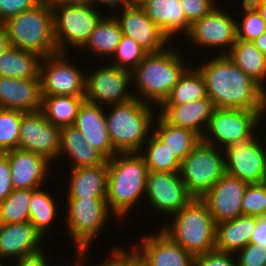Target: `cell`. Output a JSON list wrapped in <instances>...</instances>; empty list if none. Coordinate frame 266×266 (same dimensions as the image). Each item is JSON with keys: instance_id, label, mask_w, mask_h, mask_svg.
Returning a JSON list of instances; mask_svg holds the SVG:
<instances>
[{"instance_id": "cell-1", "label": "cell", "mask_w": 266, "mask_h": 266, "mask_svg": "<svg viewBox=\"0 0 266 266\" xmlns=\"http://www.w3.org/2000/svg\"><path fill=\"white\" fill-rule=\"evenodd\" d=\"M201 66V67H200ZM208 97L215 107L251 111L266 110V91L240 70L227 55H218L197 67Z\"/></svg>"}, {"instance_id": "cell-2", "label": "cell", "mask_w": 266, "mask_h": 266, "mask_svg": "<svg viewBox=\"0 0 266 266\" xmlns=\"http://www.w3.org/2000/svg\"><path fill=\"white\" fill-rule=\"evenodd\" d=\"M107 164L106 202L113 216L120 220L145 197L149 170L139 152L116 153Z\"/></svg>"}, {"instance_id": "cell-3", "label": "cell", "mask_w": 266, "mask_h": 266, "mask_svg": "<svg viewBox=\"0 0 266 266\" xmlns=\"http://www.w3.org/2000/svg\"><path fill=\"white\" fill-rule=\"evenodd\" d=\"M167 48L148 53L131 71V81L135 83L133 96L143 103L160 107L171 93L181 76L188 69L181 53ZM135 93H139L135 95Z\"/></svg>"}, {"instance_id": "cell-4", "label": "cell", "mask_w": 266, "mask_h": 266, "mask_svg": "<svg viewBox=\"0 0 266 266\" xmlns=\"http://www.w3.org/2000/svg\"><path fill=\"white\" fill-rule=\"evenodd\" d=\"M110 109L105 118L114 150L117 153L141 152L156 124L153 107L134 97L125 103L112 104Z\"/></svg>"}, {"instance_id": "cell-5", "label": "cell", "mask_w": 266, "mask_h": 266, "mask_svg": "<svg viewBox=\"0 0 266 266\" xmlns=\"http://www.w3.org/2000/svg\"><path fill=\"white\" fill-rule=\"evenodd\" d=\"M3 26L9 46L35 52L42 58L58 53L50 0H43L34 8L10 17Z\"/></svg>"}, {"instance_id": "cell-6", "label": "cell", "mask_w": 266, "mask_h": 266, "mask_svg": "<svg viewBox=\"0 0 266 266\" xmlns=\"http://www.w3.org/2000/svg\"><path fill=\"white\" fill-rule=\"evenodd\" d=\"M172 222L161 229L176 244L191 254H205L215 249L216 223L208 206L194 198L171 216Z\"/></svg>"}, {"instance_id": "cell-7", "label": "cell", "mask_w": 266, "mask_h": 266, "mask_svg": "<svg viewBox=\"0 0 266 266\" xmlns=\"http://www.w3.org/2000/svg\"><path fill=\"white\" fill-rule=\"evenodd\" d=\"M54 40L58 52L67 53V45L82 49L99 21L105 16L93 4L51 3ZM67 43V45H66Z\"/></svg>"}, {"instance_id": "cell-8", "label": "cell", "mask_w": 266, "mask_h": 266, "mask_svg": "<svg viewBox=\"0 0 266 266\" xmlns=\"http://www.w3.org/2000/svg\"><path fill=\"white\" fill-rule=\"evenodd\" d=\"M216 146L201 139L180 164L181 180L194 198L201 199L226 173L223 148Z\"/></svg>"}, {"instance_id": "cell-9", "label": "cell", "mask_w": 266, "mask_h": 266, "mask_svg": "<svg viewBox=\"0 0 266 266\" xmlns=\"http://www.w3.org/2000/svg\"><path fill=\"white\" fill-rule=\"evenodd\" d=\"M68 215L67 231L75 244L76 251L91 247L103 226L113 214L106 202V197L66 198Z\"/></svg>"}, {"instance_id": "cell-10", "label": "cell", "mask_w": 266, "mask_h": 266, "mask_svg": "<svg viewBox=\"0 0 266 266\" xmlns=\"http://www.w3.org/2000/svg\"><path fill=\"white\" fill-rule=\"evenodd\" d=\"M264 113L215 107L202 140L214 146L218 143L224 149L236 141L255 138L254 131Z\"/></svg>"}, {"instance_id": "cell-11", "label": "cell", "mask_w": 266, "mask_h": 266, "mask_svg": "<svg viewBox=\"0 0 266 266\" xmlns=\"http://www.w3.org/2000/svg\"><path fill=\"white\" fill-rule=\"evenodd\" d=\"M67 53H55L42 59L40 65L41 94L85 96L86 75L67 61Z\"/></svg>"}, {"instance_id": "cell-12", "label": "cell", "mask_w": 266, "mask_h": 266, "mask_svg": "<svg viewBox=\"0 0 266 266\" xmlns=\"http://www.w3.org/2000/svg\"><path fill=\"white\" fill-rule=\"evenodd\" d=\"M131 82L130 71L112 64L101 65L86 76L85 100L103 106L108 104L107 108L128 102L134 98L132 90L128 91Z\"/></svg>"}, {"instance_id": "cell-13", "label": "cell", "mask_w": 266, "mask_h": 266, "mask_svg": "<svg viewBox=\"0 0 266 266\" xmlns=\"http://www.w3.org/2000/svg\"><path fill=\"white\" fill-rule=\"evenodd\" d=\"M223 150L226 173L247 184L266 182V148L258 138L236 141Z\"/></svg>"}, {"instance_id": "cell-14", "label": "cell", "mask_w": 266, "mask_h": 266, "mask_svg": "<svg viewBox=\"0 0 266 266\" xmlns=\"http://www.w3.org/2000/svg\"><path fill=\"white\" fill-rule=\"evenodd\" d=\"M222 9L215 6L206 15L194 21L186 36L199 47L220 46L222 50L219 55H227L237 40V20Z\"/></svg>"}, {"instance_id": "cell-15", "label": "cell", "mask_w": 266, "mask_h": 266, "mask_svg": "<svg viewBox=\"0 0 266 266\" xmlns=\"http://www.w3.org/2000/svg\"><path fill=\"white\" fill-rule=\"evenodd\" d=\"M145 199L159 212L175 215L194 197L188 192L179 172L149 171Z\"/></svg>"}, {"instance_id": "cell-16", "label": "cell", "mask_w": 266, "mask_h": 266, "mask_svg": "<svg viewBox=\"0 0 266 266\" xmlns=\"http://www.w3.org/2000/svg\"><path fill=\"white\" fill-rule=\"evenodd\" d=\"M18 148L53 162L59 157L60 128L49 122L41 110L22 112Z\"/></svg>"}, {"instance_id": "cell-17", "label": "cell", "mask_w": 266, "mask_h": 266, "mask_svg": "<svg viewBox=\"0 0 266 266\" xmlns=\"http://www.w3.org/2000/svg\"><path fill=\"white\" fill-rule=\"evenodd\" d=\"M114 16L122 34L132 38L148 53L162 51L170 44L167 35L148 17L138 2L122 9L121 15Z\"/></svg>"}, {"instance_id": "cell-18", "label": "cell", "mask_w": 266, "mask_h": 266, "mask_svg": "<svg viewBox=\"0 0 266 266\" xmlns=\"http://www.w3.org/2000/svg\"><path fill=\"white\" fill-rule=\"evenodd\" d=\"M247 183L225 173L201 198L216 224L242 215V200Z\"/></svg>"}, {"instance_id": "cell-19", "label": "cell", "mask_w": 266, "mask_h": 266, "mask_svg": "<svg viewBox=\"0 0 266 266\" xmlns=\"http://www.w3.org/2000/svg\"><path fill=\"white\" fill-rule=\"evenodd\" d=\"M141 237L140 244L132 246L148 266H193L194 255L176 244L162 230L155 235L146 234Z\"/></svg>"}, {"instance_id": "cell-20", "label": "cell", "mask_w": 266, "mask_h": 266, "mask_svg": "<svg viewBox=\"0 0 266 266\" xmlns=\"http://www.w3.org/2000/svg\"><path fill=\"white\" fill-rule=\"evenodd\" d=\"M11 169L13 189H39L47 179L50 162L46 157L19 148L4 153ZM49 170V171H48Z\"/></svg>"}, {"instance_id": "cell-21", "label": "cell", "mask_w": 266, "mask_h": 266, "mask_svg": "<svg viewBox=\"0 0 266 266\" xmlns=\"http://www.w3.org/2000/svg\"><path fill=\"white\" fill-rule=\"evenodd\" d=\"M105 112L102 105L84 100L79 108L74 126L83 133L85 141L109 160L117 152L109 137Z\"/></svg>"}, {"instance_id": "cell-22", "label": "cell", "mask_w": 266, "mask_h": 266, "mask_svg": "<svg viewBox=\"0 0 266 266\" xmlns=\"http://www.w3.org/2000/svg\"><path fill=\"white\" fill-rule=\"evenodd\" d=\"M43 239L30 221L16 224L0 223V259L13 257L17 260L41 252L44 248L39 244Z\"/></svg>"}, {"instance_id": "cell-23", "label": "cell", "mask_w": 266, "mask_h": 266, "mask_svg": "<svg viewBox=\"0 0 266 266\" xmlns=\"http://www.w3.org/2000/svg\"><path fill=\"white\" fill-rule=\"evenodd\" d=\"M41 79L0 77V107L33 112L41 109Z\"/></svg>"}, {"instance_id": "cell-24", "label": "cell", "mask_w": 266, "mask_h": 266, "mask_svg": "<svg viewBox=\"0 0 266 266\" xmlns=\"http://www.w3.org/2000/svg\"><path fill=\"white\" fill-rule=\"evenodd\" d=\"M214 108L213 102L207 97L181 105H161L158 114L171 125L191 130L202 139Z\"/></svg>"}, {"instance_id": "cell-25", "label": "cell", "mask_w": 266, "mask_h": 266, "mask_svg": "<svg viewBox=\"0 0 266 266\" xmlns=\"http://www.w3.org/2000/svg\"><path fill=\"white\" fill-rule=\"evenodd\" d=\"M148 17L167 35L173 39L174 34H187L191 23L187 20L180 0H136Z\"/></svg>"}, {"instance_id": "cell-26", "label": "cell", "mask_w": 266, "mask_h": 266, "mask_svg": "<svg viewBox=\"0 0 266 266\" xmlns=\"http://www.w3.org/2000/svg\"><path fill=\"white\" fill-rule=\"evenodd\" d=\"M61 154L69 156L72 163L70 169L97 166L107 161L98 150L85 141L83 133L74 125L60 128L59 156Z\"/></svg>"}, {"instance_id": "cell-27", "label": "cell", "mask_w": 266, "mask_h": 266, "mask_svg": "<svg viewBox=\"0 0 266 266\" xmlns=\"http://www.w3.org/2000/svg\"><path fill=\"white\" fill-rule=\"evenodd\" d=\"M67 198L107 197L108 164L74 168L69 171Z\"/></svg>"}, {"instance_id": "cell-28", "label": "cell", "mask_w": 266, "mask_h": 266, "mask_svg": "<svg viewBox=\"0 0 266 266\" xmlns=\"http://www.w3.org/2000/svg\"><path fill=\"white\" fill-rule=\"evenodd\" d=\"M258 217L240 215L239 217L216 224L215 249L236 253L248 244L255 231Z\"/></svg>"}, {"instance_id": "cell-29", "label": "cell", "mask_w": 266, "mask_h": 266, "mask_svg": "<svg viewBox=\"0 0 266 266\" xmlns=\"http://www.w3.org/2000/svg\"><path fill=\"white\" fill-rule=\"evenodd\" d=\"M42 59L35 52L9 46L0 55V77L16 79L40 77Z\"/></svg>"}, {"instance_id": "cell-30", "label": "cell", "mask_w": 266, "mask_h": 266, "mask_svg": "<svg viewBox=\"0 0 266 266\" xmlns=\"http://www.w3.org/2000/svg\"><path fill=\"white\" fill-rule=\"evenodd\" d=\"M228 58L265 91L266 56L250 41L237 39L227 54Z\"/></svg>"}, {"instance_id": "cell-31", "label": "cell", "mask_w": 266, "mask_h": 266, "mask_svg": "<svg viewBox=\"0 0 266 266\" xmlns=\"http://www.w3.org/2000/svg\"><path fill=\"white\" fill-rule=\"evenodd\" d=\"M155 120L158 123L155 126L157 129L153 131L154 134L180 162L201 141V138L195 132L171 125L160 114L156 116Z\"/></svg>"}, {"instance_id": "cell-32", "label": "cell", "mask_w": 266, "mask_h": 266, "mask_svg": "<svg viewBox=\"0 0 266 266\" xmlns=\"http://www.w3.org/2000/svg\"><path fill=\"white\" fill-rule=\"evenodd\" d=\"M85 96L42 95L41 111L59 128L73 126Z\"/></svg>"}, {"instance_id": "cell-33", "label": "cell", "mask_w": 266, "mask_h": 266, "mask_svg": "<svg viewBox=\"0 0 266 266\" xmlns=\"http://www.w3.org/2000/svg\"><path fill=\"white\" fill-rule=\"evenodd\" d=\"M122 35V30L115 16H103L82 49H90L92 53L101 55V57H112Z\"/></svg>"}, {"instance_id": "cell-34", "label": "cell", "mask_w": 266, "mask_h": 266, "mask_svg": "<svg viewBox=\"0 0 266 266\" xmlns=\"http://www.w3.org/2000/svg\"><path fill=\"white\" fill-rule=\"evenodd\" d=\"M188 67L162 105H181L208 97L202 73L197 66Z\"/></svg>"}, {"instance_id": "cell-35", "label": "cell", "mask_w": 266, "mask_h": 266, "mask_svg": "<svg viewBox=\"0 0 266 266\" xmlns=\"http://www.w3.org/2000/svg\"><path fill=\"white\" fill-rule=\"evenodd\" d=\"M49 193L39 189H31L29 221L44 238L49 226L56 220L57 205ZM45 235V236H44Z\"/></svg>"}, {"instance_id": "cell-36", "label": "cell", "mask_w": 266, "mask_h": 266, "mask_svg": "<svg viewBox=\"0 0 266 266\" xmlns=\"http://www.w3.org/2000/svg\"><path fill=\"white\" fill-rule=\"evenodd\" d=\"M139 152L149 171L179 172L181 162L170 152L166 145L153 133Z\"/></svg>"}, {"instance_id": "cell-37", "label": "cell", "mask_w": 266, "mask_h": 266, "mask_svg": "<svg viewBox=\"0 0 266 266\" xmlns=\"http://www.w3.org/2000/svg\"><path fill=\"white\" fill-rule=\"evenodd\" d=\"M31 189H13L0 203V223L16 224L29 221Z\"/></svg>"}, {"instance_id": "cell-38", "label": "cell", "mask_w": 266, "mask_h": 266, "mask_svg": "<svg viewBox=\"0 0 266 266\" xmlns=\"http://www.w3.org/2000/svg\"><path fill=\"white\" fill-rule=\"evenodd\" d=\"M22 111L0 107V153L19 146Z\"/></svg>"}, {"instance_id": "cell-39", "label": "cell", "mask_w": 266, "mask_h": 266, "mask_svg": "<svg viewBox=\"0 0 266 266\" xmlns=\"http://www.w3.org/2000/svg\"><path fill=\"white\" fill-rule=\"evenodd\" d=\"M242 7L244 16L241 23L237 20V39L252 42L266 31V24L251 3L242 0Z\"/></svg>"}, {"instance_id": "cell-40", "label": "cell", "mask_w": 266, "mask_h": 266, "mask_svg": "<svg viewBox=\"0 0 266 266\" xmlns=\"http://www.w3.org/2000/svg\"><path fill=\"white\" fill-rule=\"evenodd\" d=\"M148 54V52L142 48L132 38L122 35L117 49L114 53V62L112 65L132 71Z\"/></svg>"}, {"instance_id": "cell-41", "label": "cell", "mask_w": 266, "mask_h": 266, "mask_svg": "<svg viewBox=\"0 0 266 266\" xmlns=\"http://www.w3.org/2000/svg\"><path fill=\"white\" fill-rule=\"evenodd\" d=\"M242 215L266 217V182L247 185L242 200Z\"/></svg>"}, {"instance_id": "cell-42", "label": "cell", "mask_w": 266, "mask_h": 266, "mask_svg": "<svg viewBox=\"0 0 266 266\" xmlns=\"http://www.w3.org/2000/svg\"><path fill=\"white\" fill-rule=\"evenodd\" d=\"M216 249L194 256L193 266H237L236 254ZM233 257V258H232Z\"/></svg>"}, {"instance_id": "cell-43", "label": "cell", "mask_w": 266, "mask_h": 266, "mask_svg": "<svg viewBox=\"0 0 266 266\" xmlns=\"http://www.w3.org/2000/svg\"><path fill=\"white\" fill-rule=\"evenodd\" d=\"M239 253V254H238ZM235 254L237 266H266V248L248 244Z\"/></svg>"}, {"instance_id": "cell-44", "label": "cell", "mask_w": 266, "mask_h": 266, "mask_svg": "<svg viewBox=\"0 0 266 266\" xmlns=\"http://www.w3.org/2000/svg\"><path fill=\"white\" fill-rule=\"evenodd\" d=\"M42 1L43 0H0V24H3L10 17L34 8Z\"/></svg>"}, {"instance_id": "cell-45", "label": "cell", "mask_w": 266, "mask_h": 266, "mask_svg": "<svg viewBox=\"0 0 266 266\" xmlns=\"http://www.w3.org/2000/svg\"><path fill=\"white\" fill-rule=\"evenodd\" d=\"M214 2V0H180L185 16L191 24L215 7Z\"/></svg>"}, {"instance_id": "cell-46", "label": "cell", "mask_w": 266, "mask_h": 266, "mask_svg": "<svg viewBox=\"0 0 266 266\" xmlns=\"http://www.w3.org/2000/svg\"><path fill=\"white\" fill-rule=\"evenodd\" d=\"M110 260L96 266H134V258L138 255L137 250L132 246V249L126 252L125 248H116L110 251Z\"/></svg>"}, {"instance_id": "cell-47", "label": "cell", "mask_w": 266, "mask_h": 266, "mask_svg": "<svg viewBox=\"0 0 266 266\" xmlns=\"http://www.w3.org/2000/svg\"><path fill=\"white\" fill-rule=\"evenodd\" d=\"M8 157L0 153V203L13 191Z\"/></svg>"}, {"instance_id": "cell-48", "label": "cell", "mask_w": 266, "mask_h": 266, "mask_svg": "<svg viewBox=\"0 0 266 266\" xmlns=\"http://www.w3.org/2000/svg\"><path fill=\"white\" fill-rule=\"evenodd\" d=\"M251 244L266 248V217H258L255 231L251 236Z\"/></svg>"}, {"instance_id": "cell-49", "label": "cell", "mask_w": 266, "mask_h": 266, "mask_svg": "<svg viewBox=\"0 0 266 266\" xmlns=\"http://www.w3.org/2000/svg\"><path fill=\"white\" fill-rule=\"evenodd\" d=\"M45 249L33 255L18 258L16 260V266H49L47 257L45 256Z\"/></svg>"}, {"instance_id": "cell-50", "label": "cell", "mask_w": 266, "mask_h": 266, "mask_svg": "<svg viewBox=\"0 0 266 266\" xmlns=\"http://www.w3.org/2000/svg\"><path fill=\"white\" fill-rule=\"evenodd\" d=\"M98 2L100 4H103L104 6L106 5V7L108 8L110 6V9H114L116 6H120V8H122L121 6H123V9H126L127 7L133 5L136 0H93L92 4H98Z\"/></svg>"}, {"instance_id": "cell-51", "label": "cell", "mask_w": 266, "mask_h": 266, "mask_svg": "<svg viewBox=\"0 0 266 266\" xmlns=\"http://www.w3.org/2000/svg\"><path fill=\"white\" fill-rule=\"evenodd\" d=\"M9 47L8 36L3 24H0V55Z\"/></svg>"}, {"instance_id": "cell-52", "label": "cell", "mask_w": 266, "mask_h": 266, "mask_svg": "<svg viewBox=\"0 0 266 266\" xmlns=\"http://www.w3.org/2000/svg\"><path fill=\"white\" fill-rule=\"evenodd\" d=\"M251 3L261 14L262 19L266 24V0L245 1Z\"/></svg>"}, {"instance_id": "cell-53", "label": "cell", "mask_w": 266, "mask_h": 266, "mask_svg": "<svg viewBox=\"0 0 266 266\" xmlns=\"http://www.w3.org/2000/svg\"><path fill=\"white\" fill-rule=\"evenodd\" d=\"M252 42L266 56V31Z\"/></svg>"}, {"instance_id": "cell-54", "label": "cell", "mask_w": 266, "mask_h": 266, "mask_svg": "<svg viewBox=\"0 0 266 266\" xmlns=\"http://www.w3.org/2000/svg\"><path fill=\"white\" fill-rule=\"evenodd\" d=\"M93 0H50V3L92 4Z\"/></svg>"}, {"instance_id": "cell-55", "label": "cell", "mask_w": 266, "mask_h": 266, "mask_svg": "<svg viewBox=\"0 0 266 266\" xmlns=\"http://www.w3.org/2000/svg\"><path fill=\"white\" fill-rule=\"evenodd\" d=\"M88 250H89V248H85V249H83V250H77V255H78V257L80 258L79 259V261L78 262H75V263H77V264H75L74 266H82L83 264V261L84 260H82V258L84 259L85 257V255H86V253H88ZM50 266V265H49ZM51 266H53V265H51ZM54 266H56V265H54ZM58 266V265H57ZM61 266V265H60Z\"/></svg>"}, {"instance_id": "cell-56", "label": "cell", "mask_w": 266, "mask_h": 266, "mask_svg": "<svg viewBox=\"0 0 266 266\" xmlns=\"http://www.w3.org/2000/svg\"><path fill=\"white\" fill-rule=\"evenodd\" d=\"M134 266H148L146 263H144L140 258L139 255H137L134 258Z\"/></svg>"}, {"instance_id": "cell-57", "label": "cell", "mask_w": 266, "mask_h": 266, "mask_svg": "<svg viewBox=\"0 0 266 266\" xmlns=\"http://www.w3.org/2000/svg\"><path fill=\"white\" fill-rule=\"evenodd\" d=\"M2 260L0 259V266H5V264H2V262H1Z\"/></svg>"}]
</instances>
